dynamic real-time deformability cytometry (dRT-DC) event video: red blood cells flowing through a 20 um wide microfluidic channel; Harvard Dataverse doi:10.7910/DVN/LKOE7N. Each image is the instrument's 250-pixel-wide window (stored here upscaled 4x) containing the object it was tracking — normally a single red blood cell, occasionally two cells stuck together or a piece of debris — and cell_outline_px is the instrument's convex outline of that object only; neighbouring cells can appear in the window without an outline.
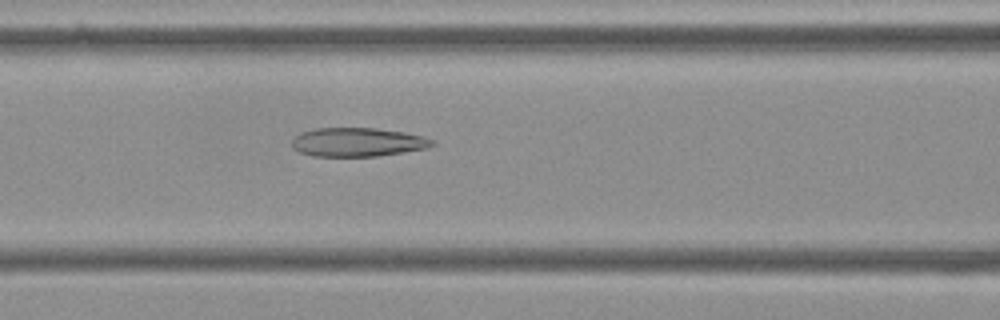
{"species": "Egyptian fruit bat (a non-hibernating species)", "species_latin": "Rousettus aegyptiacus", "temperature_condition": "cold", "stored_images_in_passage": 45, "camera_frame_rate_fps": 3000, "um_per_image_px": 0.085, "frame": {"image": 1, "passage_image": 20, "time_ms": 6.333, "image_size_px": [1000, 320], "cell_outline_px": [[436, 144], [428, 148], [404, 152], [376, 156], [312, 156], [300, 152], [292, 148], [292, 140], [300, 132], [316, 128], [376, 128], [404, 132], [424, 136], [436, 140]], "centroid_in_image_um": [30.43, 12.08], "position_along_channel_um": 136.2, "area_um2": 23.76}}
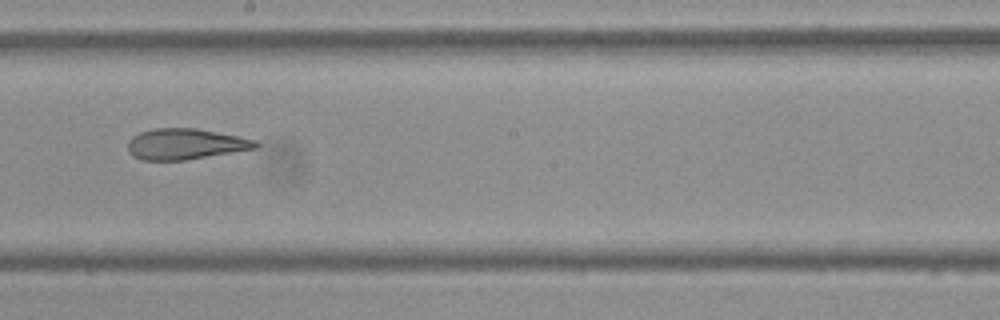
{"frame": {"image": 2, "passage_image": 28, "time_ms": 9.0, "image_size_px": [1000, 320], "cell_outline_px": [[260, 144], [256, 148], [184, 160], [140, 160], [132, 156], [128, 152], [128, 140], [132, 136], [140, 132], [152, 128], [196, 128], [240, 136], [256, 140]], "centroid_in_image_um": [15.72, 12.23], "position_along_channel_um": 232.5, "area_um2": 23.06}}
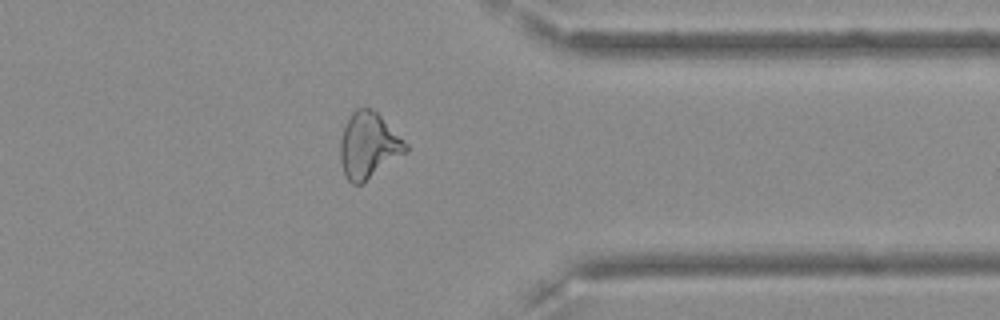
{"frame": {"image": 3, "passage_image": 41, "time_ms": 13.333, "image_size_px": [1000, 320], "cell_outline_px": [[408, 152], [360, 184], [352, 184], [348, 180], [344, 172], [340, 160], [340, 140], [344, 124], [352, 112], [356, 108], [372, 108], [408, 144]], "centroid_in_image_um": [31.32, 12.35], "position_along_channel_um": 380.1, "area_um2": 24.97}}